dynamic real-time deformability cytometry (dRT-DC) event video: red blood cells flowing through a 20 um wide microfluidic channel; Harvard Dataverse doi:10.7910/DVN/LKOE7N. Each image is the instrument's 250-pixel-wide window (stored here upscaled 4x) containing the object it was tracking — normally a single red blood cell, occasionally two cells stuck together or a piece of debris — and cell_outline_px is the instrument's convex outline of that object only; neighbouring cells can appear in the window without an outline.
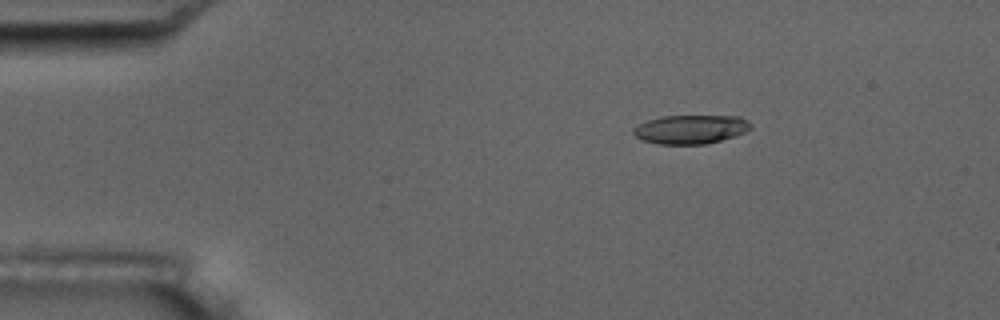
{"species": "common noctule bat (a hibernating species)", "species_latin": "Nyctalus noctula", "temperature_condition": "room temperature", "stored_images_in_passage": 5, "camera_frame_rate_fps": 3000, "um_per_image_px": 0.085, "animal": {"sex": "male", "body_mass_g": 17.5, "forearm_length_mm": 52.3}, "frame": {"image": 1, "passage_image": 3, "time_ms": 2.333, "image_size_px": [1000, 320], "cell_outline_px": [[752, 128], [736, 136], [708, 144], [656, 144], [640, 140], [632, 132], [632, 128], [648, 120], [660, 116], [740, 116], [748, 120], [752, 124]], "centroid_in_image_um": [58.72, 11.0], "position_along_channel_um": 26.3, "area_um2": 20.0}}